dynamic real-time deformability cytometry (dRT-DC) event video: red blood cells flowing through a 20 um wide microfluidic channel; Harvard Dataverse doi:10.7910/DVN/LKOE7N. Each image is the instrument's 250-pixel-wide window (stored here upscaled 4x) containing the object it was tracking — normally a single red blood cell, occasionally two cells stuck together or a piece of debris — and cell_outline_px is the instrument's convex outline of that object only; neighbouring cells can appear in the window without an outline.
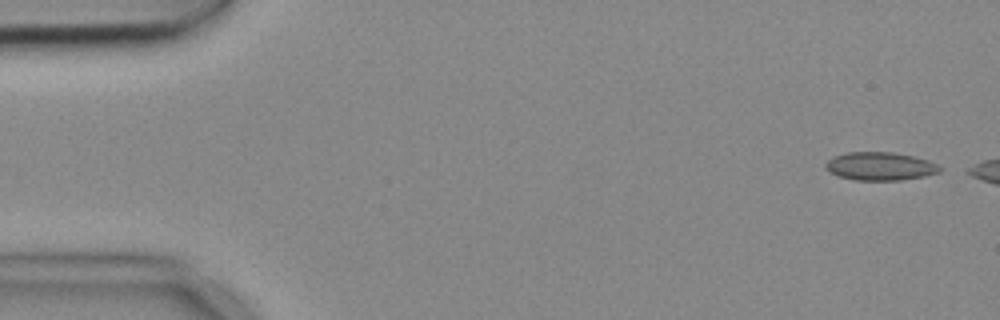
{"species": "common noctule bat (a hibernating species)", "species_latin": "Nyctalus noctula", "temperature_condition": "cold", "stored_images_in_passage": 3, "camera_frame_rate_fps": 3000, "um_per_image_px": 0.085, "animal": {"sex": "female", "body_mass_g": 18.4}, "frame": {"image": 1, "passage_image": 1, "time_ms": 0.0, "image_size_px": [1000, 320], "cell_outline_px": [[944, 168], [940, 172], [924, 176], [900, 180], [856, 180], [840, 176], [824, 168], [824, 164], [832, 156], [848, 152], [892, 152], [912, 156], [928, 160]], "centroid_in_image_um": [74.81, 14.12], "position_along_channel_um": 10.2, "area_um2": 18.73}}